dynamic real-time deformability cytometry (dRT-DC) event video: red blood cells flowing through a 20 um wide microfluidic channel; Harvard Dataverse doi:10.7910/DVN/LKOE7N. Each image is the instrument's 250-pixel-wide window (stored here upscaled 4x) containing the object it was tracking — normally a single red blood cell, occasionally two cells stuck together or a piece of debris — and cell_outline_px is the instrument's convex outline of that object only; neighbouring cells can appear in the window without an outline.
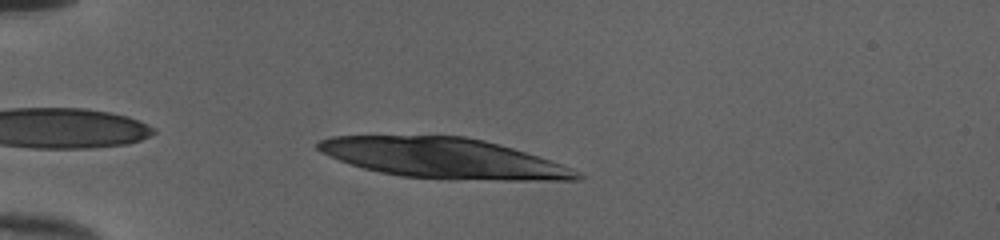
{"species": "human", "species_latin": "Homo sapiens", "temperature_condition": "cold", "stored_images_in_passage": 7, "camera_frame_rate_fps": 3000, "um_per_image_px": 0.085, "donor": {"sex": "female"}, "frame": {"image": 1, "passage_image": 3, "time_ms": 0.667, "image_size_px": [1000, 240], "cell_outline_px": [[584, 176], [580, 180], [448, 180], [400, 176], [380, 172], [364, 168], [328, 156], [320, 152], [316, 148], [316, 140], [332, 136], [464, 136], [484, 140], [500, 144], [552, 160], [572, 168], [580, 172]], "centroid_in_image_um": [37.72, 13.46], "position_along_channel_um": 47.3, "area_um2": 61.04}}